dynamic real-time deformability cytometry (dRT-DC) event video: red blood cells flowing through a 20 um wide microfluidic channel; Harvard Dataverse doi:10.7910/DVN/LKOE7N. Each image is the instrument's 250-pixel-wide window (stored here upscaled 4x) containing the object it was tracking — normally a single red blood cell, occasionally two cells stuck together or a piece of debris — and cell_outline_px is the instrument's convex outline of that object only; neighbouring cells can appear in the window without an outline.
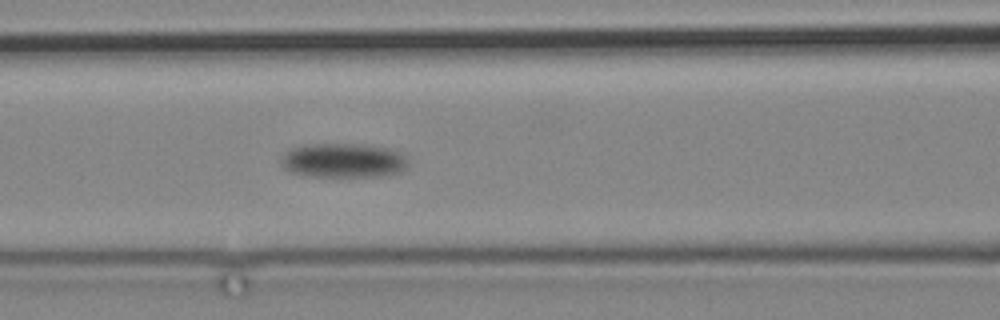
{"species": "common noctule bat (a hibernating species)", "species_latin": "Nyctalus noctula", "temperature_condition": "cold", "stored_images_in_passage": 14, "camera_frame_rate_fps": 3000, "um_per_image_px": 0.085, "animal": {"sex": "male", "body_mass_g": 19.2, "forearm_length_mm": 51.8}, "frame": {"image": 1, "passage_image": 14, "time_ms": 15.667, "image_size_px": [1000, 320], "cell_outline_px": [[408, 168], [400, 172], [384, 176], [304, 176], [288, 172], [280, 164], [280, 160], [284, 152], [292, 148], [304, 144], [360, 144], [396, 148], [408, 160]], "centroid_in_image_um": [29.19, 13.63], "position_along_channel_um": 137.4, "area_um2": 26.07}}